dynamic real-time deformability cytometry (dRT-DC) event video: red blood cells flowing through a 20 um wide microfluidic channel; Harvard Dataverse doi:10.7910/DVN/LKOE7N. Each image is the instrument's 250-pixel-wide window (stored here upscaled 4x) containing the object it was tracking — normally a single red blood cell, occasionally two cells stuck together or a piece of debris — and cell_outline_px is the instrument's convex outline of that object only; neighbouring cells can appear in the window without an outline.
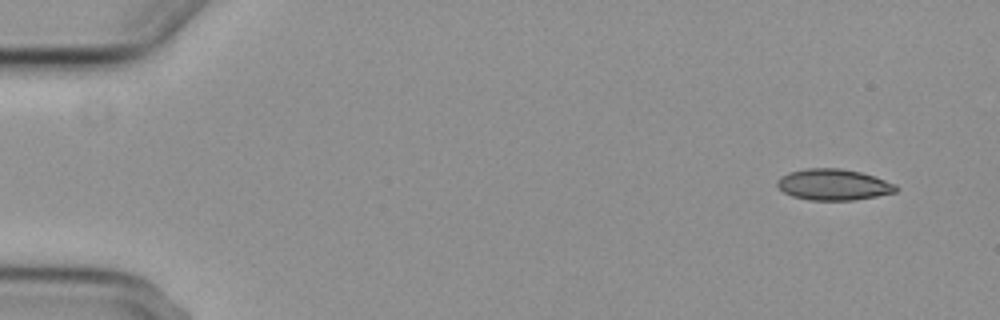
{"species": "common noctule bat (a hibernating species)", "species_latin": "Nyctalus noctula", "temperature_condition": "cold", "stored_images_in_passage": 6, "camera_frame_rate_fps": 3000, "um_per_image_px": 0.085, "animal": {"sex": "female", "body_mass_g": 29.2, "forearm_length_mm": 56.3}, "frame": {"image": 1, "passage_image": 1, "time_ms": 0.0, "image_size_px": [1000, 320], "cell_outline_px": [[896, 192], [876, 196], [852, 200], [808, 200], [792, 196], [784, 192], [776, 184], [776, 180], [780, 176], [788, 172], [804, 168], [840, 168], [860, 172], [896, 184]], "centroid_in_image_um": [70.79, 15.69], "position_along_channel_um": 14.2, "area_um2": 21.5}}
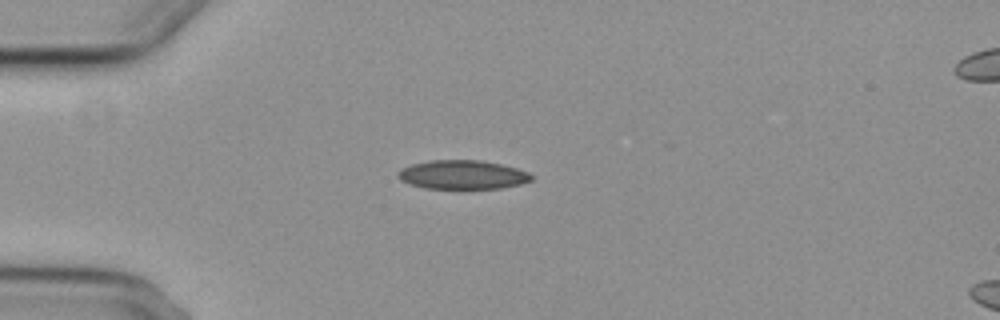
{"frame": {"image": 2, "passage_image": 4, "time_ms": 3.667, "image_size_px": [1000, 320], "cell_outline_px": [[536, 176], [532, 180], [520, 184], [500, 188], [424, 188], [408, 184], [400, 180], [396, 176], [396, 172], [400, 168], [412, 164], [428, 160], [480, 160], [500, 164], [516, 168], [528, 172]], "centroid_in_image_um": [39.28, 14.84], "position_along_channel_um": 45.7, "area_um2": 22.66}}
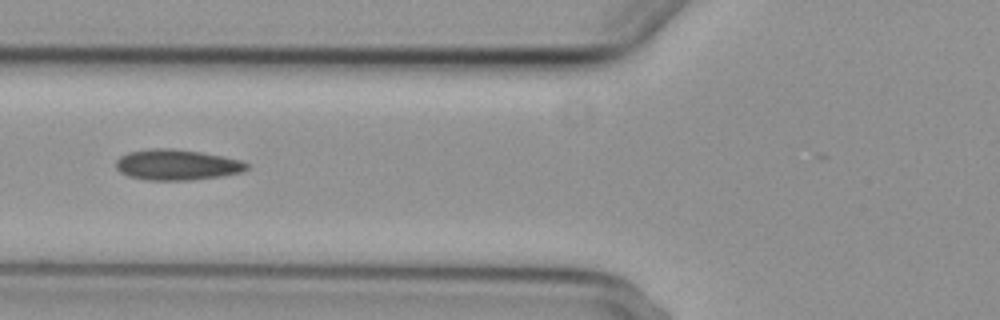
{"frame": {"image": 3, "passage_image": 6, "time_ms": 6.0, "image_size_px": [1000, 320], "cell_outline_px": [[248, 168], [244, 172], [220, 176], [192, 180], [148, 180], [128, 176], [120, 172], [116, 168], [116, 160], [120, 156], [128, 152], [148, 148], [172, 148], [200, 152], [224, 156], [240, 160], [248, 164]], "centroid_in_image_um": [15.02, 14.0], "position_along_channel_um": 110.8, "area_um2": 23.52}}